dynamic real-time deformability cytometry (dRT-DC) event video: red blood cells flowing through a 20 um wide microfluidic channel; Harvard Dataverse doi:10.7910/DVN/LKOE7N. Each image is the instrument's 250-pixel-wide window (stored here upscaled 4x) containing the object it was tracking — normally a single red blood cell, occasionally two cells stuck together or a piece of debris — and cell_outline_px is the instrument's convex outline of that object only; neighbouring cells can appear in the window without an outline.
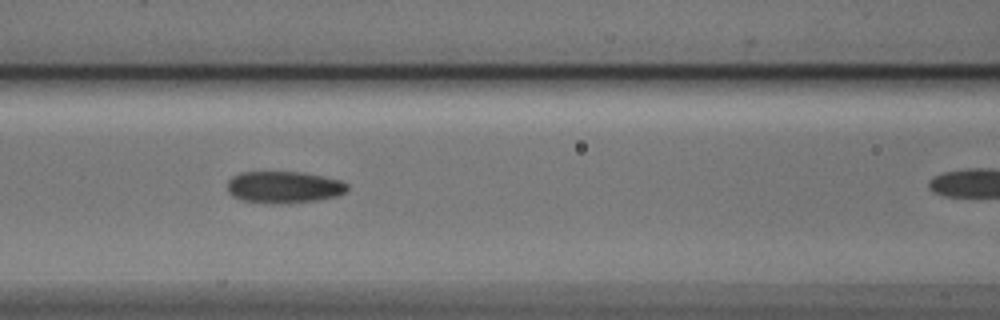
{"species": "Egyptian fruit bat (a non-hibernating species)", "species_latin": "Rousettus aegyptiacus", "temperature_condition": "cold", "stored_images_in_passage": 26, "camera_frame_rate_fps": 3000, "um_per_image_px": 0.085, "animal": {"sex": "male"}, "frame": {"image": 1, "passage_image": 22, "time_ms": 7.0, "image_size_px": [1000, 320], "cell_outline_px": [[348, 192], [336, 196], [320, 200], [280, 204], [276, 204], [244, 200], [232, 196], [228, 192], [228, 180], [232, 176], [240, 172], [304, 172], [324, 176], [340, 180], [348, 184]], "centroid_in_image_um": [24.16, 15.9], "position_along_channel_um": 142.4, "area_um2": 22.48}}